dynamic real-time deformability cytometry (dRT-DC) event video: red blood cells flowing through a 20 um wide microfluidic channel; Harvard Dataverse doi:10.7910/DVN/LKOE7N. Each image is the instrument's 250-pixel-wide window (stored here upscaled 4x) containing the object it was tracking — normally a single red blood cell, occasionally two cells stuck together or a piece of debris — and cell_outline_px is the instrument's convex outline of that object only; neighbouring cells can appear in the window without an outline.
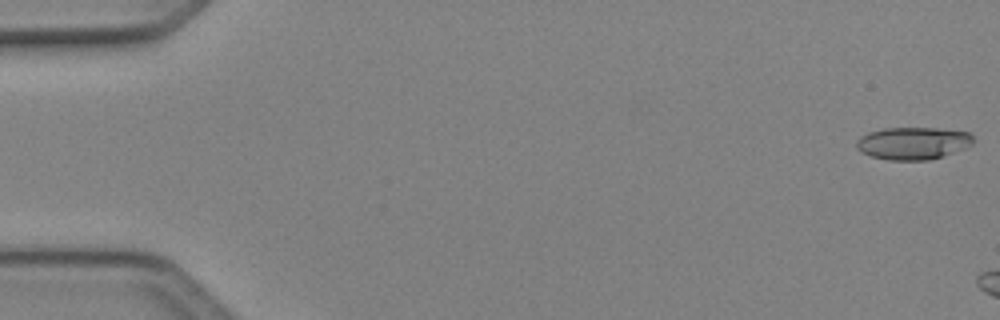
{"species": "Egyptian fruit bat (a non-hibernating species)", "species_latin": "Rousettus aegyptiacus", "temperature_condition": "cold", "stored_images_in_passage": 7, "camera_frame_rate_fps": 3000, "um_per_image_px": 0.085, "animal": {"sex": "female"}, "frame": {"image": 1, "passage_image": 1, "time_ms": 0.0, "image_size_px": [1000, 320], "cell_outline_px": [[972, 144], [964, 148], [928, 160], [888, 160], [872, 156], [860, 152], [856, 148], [856, 140], [860, 136], [868, 132], [884, 128], [936, 128], [968, 132], [972, 136]], "centroid_in_image_um": [77.54, 12.17], "position_along_channel_um": 7.5, "area_um2": 21.91}}